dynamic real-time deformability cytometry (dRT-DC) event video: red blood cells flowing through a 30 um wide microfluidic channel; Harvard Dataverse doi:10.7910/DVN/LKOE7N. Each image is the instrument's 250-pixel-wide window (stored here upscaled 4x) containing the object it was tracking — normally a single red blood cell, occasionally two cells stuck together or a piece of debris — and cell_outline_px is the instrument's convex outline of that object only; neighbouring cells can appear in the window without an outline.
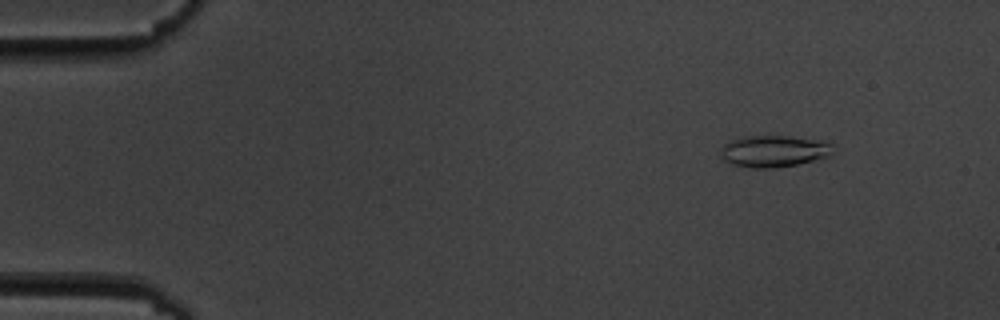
{"species": "common noctule bat (a hibernating species)", "species_latin": "Nyctalus noctula", "temperature_condition": "cold", "stored_images_in_passage": 5, "camera_frame_rate_fps": 3000, "um_per_image_px": 0.085, "animal": {"sex": "male", "body_mass_g": 19.5, "forearm_length_mm": 54.6}, "frame": {"image": 1, "passage_image": 1, "time_ms": 0.0, "image_size_px": [1000, 320], "cell_outline_px": [[832, 156], [796, 164], [772, 168], [752, 168], [732, 164], [724, 160], [720, 156], [724, 144], [732, 140], [748, 136], [788, 136], [828, 140], [832, 144]], "centroid_in_image_um": [65.84, 12.84], "position_along_channel_um": 19.2, "area_um2": 20.81}}